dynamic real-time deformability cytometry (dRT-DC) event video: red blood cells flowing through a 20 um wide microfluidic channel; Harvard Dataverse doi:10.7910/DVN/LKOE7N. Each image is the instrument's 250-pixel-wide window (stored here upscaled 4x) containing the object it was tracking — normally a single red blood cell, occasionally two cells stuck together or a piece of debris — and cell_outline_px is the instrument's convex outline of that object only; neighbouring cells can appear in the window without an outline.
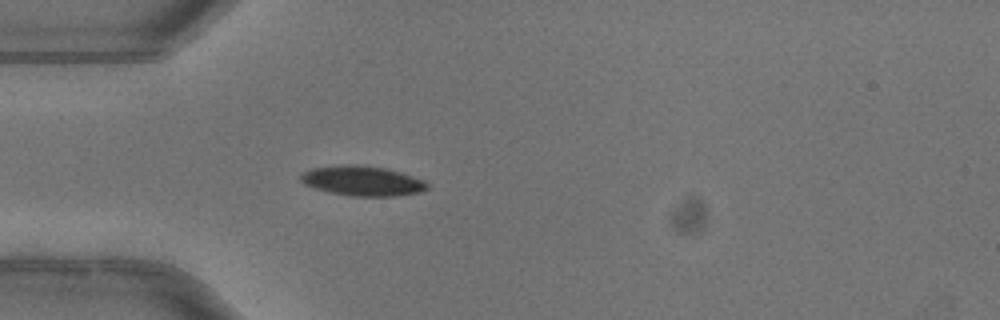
{"species": "common noctule bat (a hibernating species)", "species_latin": "Nyctalus noctula", "temperature_condition": "warm", "stored_images_in_passage": 51, "camera_frame_rate_fps": 3000, "um_per_image_px": 0.085, "animal": {"sex": "female"}, "frame": {"image": 1, "passage_image": 15, "time_ms": 4.667, "image_size_px": [1000, 320], "cell_outline_px": [[428, 188], [420, 192], [396, 196], [352, 196], [328, 192], [304, 184], [300, 180], [300, 176], [304, 172], [312, 168], [344, 164], [356, 164], [388, 168], [424, 180], [428, 184]], "centroid_in_image_um": [30.81, 15.37], "position_along_channel_um": 54.2, "area_um2": 22.08}, "authors_computed_cell_mechanics": {"area_um2": 21.0392, "velocity_mm_per_s": 4.027, "shape_relaxation_time_tau1_ms": 4.1188, "shape_relaxation_time_tau2_ms": 5.6054, "deformation_change_tau1": 0.1519, "deformation_change_tau2": 0.0509}}